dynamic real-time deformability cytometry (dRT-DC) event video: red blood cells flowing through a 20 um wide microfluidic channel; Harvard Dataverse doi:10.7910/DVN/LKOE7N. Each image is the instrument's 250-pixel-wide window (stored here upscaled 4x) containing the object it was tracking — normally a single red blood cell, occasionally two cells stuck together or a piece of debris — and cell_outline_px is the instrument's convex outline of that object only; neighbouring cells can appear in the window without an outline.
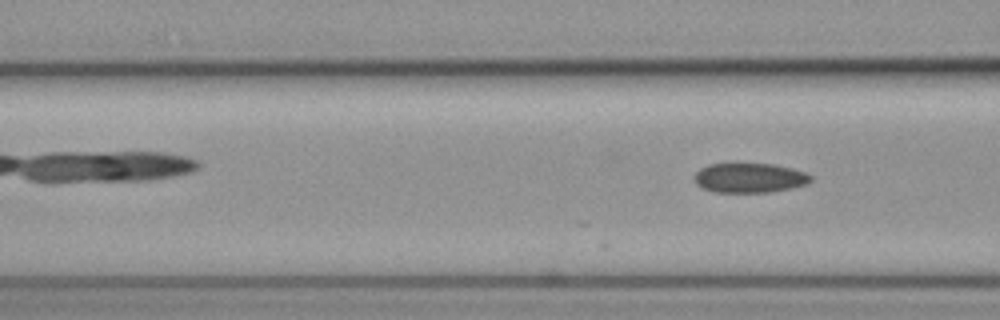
{"species": "common noctule bat (a hibernating species)", "species_latin": "Nyctalus noctula", "temperature_condition": "cold", "stored_images_in_passage": 5, "camera_frame_rate_fps": 3000, "um_per_image_px": 0.085, "animal": {"sex": "female", "body_mass_g": 19.3, "forearm_length_mm": 54.1}, "frame": {"image": 1, "passage_image": 5, "time_ms": 1.333, "image_size_px": [1000, 320], "cell_outline_px": [[812, 180], [808, 184], [792, 188], [768, 192], [716, 192], [704, 188], [696, 184], [696, 172], [700, 168], [708, 164], [772, 164], [792, 168], [804, 172], [812, 176]], "centroid_in_image_um": [63.75, 15.12], "position_along_channel_um": 102.9, "area_um2": 19.94}}